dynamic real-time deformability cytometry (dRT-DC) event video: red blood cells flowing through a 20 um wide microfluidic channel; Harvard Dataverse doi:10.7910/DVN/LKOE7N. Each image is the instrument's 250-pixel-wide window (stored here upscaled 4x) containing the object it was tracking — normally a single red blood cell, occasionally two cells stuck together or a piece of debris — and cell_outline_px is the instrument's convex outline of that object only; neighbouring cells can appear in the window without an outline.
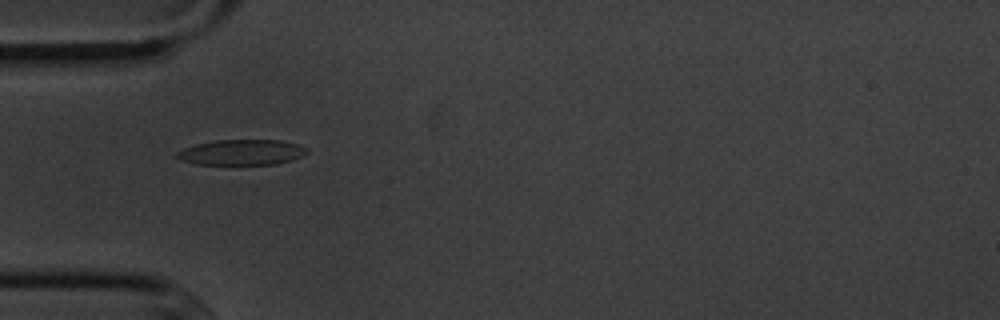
{"species": "common noctule bat (a hibernating species)", "species_latin": "Nyctalus noctula", "temperature_condition": "cold", "stored_images_in_passage": 37, "camera_frame_rate_fps": 3000, "um_per_image_px": 0.085, "animal": {"sex": "male", "body_mass_g": 20.1, "forearm_length_mm": 53.5}, "frame": {"image": 1, "passage_image": 4, "time_ms": 1.0, "image_size_px": [1000, 320], "cell_outline_px": [[308, 152], [292, 160], [276, 164], [196, 164], [180, 160], [176, 156], [176, 152], [184, 148], [196, 144], [216, 140], [280, 140], [296, 144], [308, 148]], "centroid_in_image_um": [20.53, 12.94], "position_along_channel_um": 64.5, "area_um2": 19.19}}
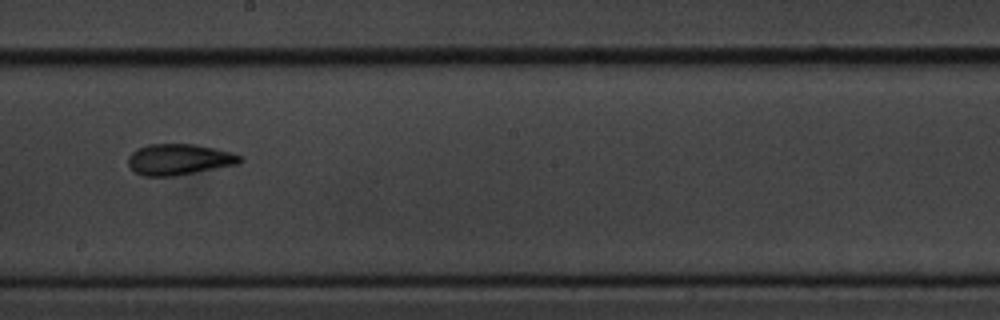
{"frame": {"image": 2, "passage_image": 18, "time_ms": 5.667, "image_size_px": [1000, 320], "cell_outline_px": [[244, 160], [240, 164], [172, 176], [144, 176], [136, 172], [128, 164], [128, 156], [136, 148], [148, 144], [196, 144], [232, 152], [244, 156]], "centroid_in_image_um": [15.26, 13.54], "position_along_channel_um": 232.9, "area_um2": 20.35}}
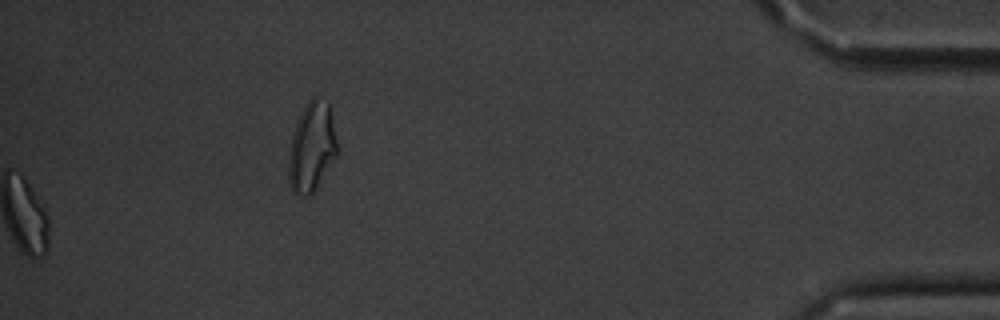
{"frame": {"image": 3, "passage_image": 37, "time_ms": 12.0, "image_size_px": [1000, 320], "cell_outline_px": [[336, 156], [316, 188], [308, 196], [300, 196], [292, 192], [288, 180], [288, 152], [292, 136], [296, 124], [308, 100], [316, 96], [328, 100], [336, 140]], "centroid_in_image_um": [26.47, 12.52], "position_along_channel_um": 408.7, "area_um2": 25.14}, "authors_computed_cell_mechanics": {"area_um2": 19.5364, "velocity_mm_per_s": 3.6075, "shape_relaxation_time_tau1_ms": 4.9105, "shape_relaxation_time_tau2_ms": 2.0209, "deformation_change_tau1": 0.147, "deformation_change_tau2": 0.0905}}